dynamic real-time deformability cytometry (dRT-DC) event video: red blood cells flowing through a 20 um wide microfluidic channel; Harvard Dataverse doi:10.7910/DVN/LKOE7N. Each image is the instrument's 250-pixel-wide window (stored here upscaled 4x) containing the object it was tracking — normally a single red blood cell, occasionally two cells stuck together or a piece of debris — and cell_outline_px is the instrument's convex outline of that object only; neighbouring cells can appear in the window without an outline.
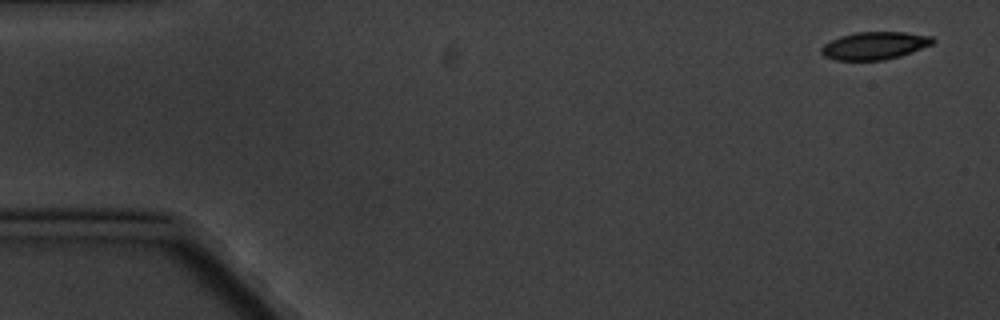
{"species": "common noctule bat (a hibernating species)", "species_latin": "Nyctalus noctula", "temperature_condition": "cold", "stored_images_in_passage": 5, "camera_frame_rate_fps": 3000, "um_per_image_px": 0.085, "animal": {"sex": "male", "body_mass_g": 20.1, "forearm_length_mm": 53.5}, "frame": {"image": 1, "passage_image": 1, "time_ms": 0.0, "image_size_px": [1000, 320], "cell_outline_px": [[936, 40], [932, 44], [912, 52], [900, 56], [884, 60], [836, 60], [824, 56], [820, 52], [820, 48], [824, 44], [840, 36], [856, 32], [904, 32], [932, 36]], "centroid_in_image_um": [74.34, 3.88], "position_along_channel_um": 10.7, "area_um2": 17.98}}